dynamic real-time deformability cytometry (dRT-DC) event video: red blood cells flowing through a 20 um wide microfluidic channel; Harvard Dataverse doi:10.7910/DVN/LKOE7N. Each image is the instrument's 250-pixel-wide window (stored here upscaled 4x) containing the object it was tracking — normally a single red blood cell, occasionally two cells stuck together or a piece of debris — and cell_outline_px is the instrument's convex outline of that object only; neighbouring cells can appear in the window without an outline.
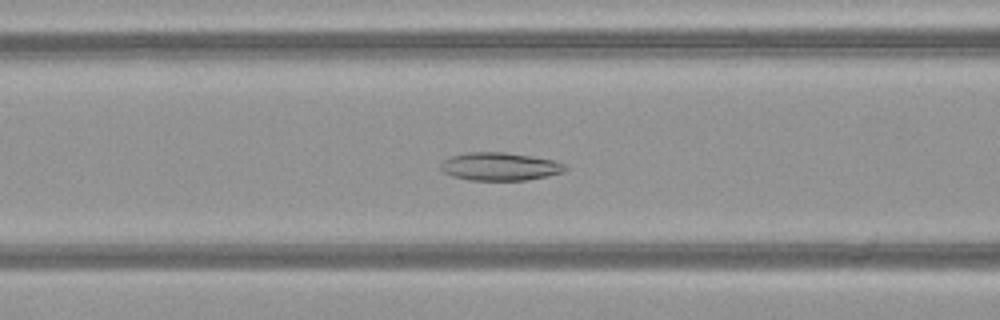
{"species": "common noctule bat (a hibernating species)", "species_latin": "Nyctalus noctula", "temperature_condition": "warm", "stored_images_in_passage": 52, "camera_frame_rate_fps": 3000, "um_per_image_px": 0.085, "animal": {"sex": "female", "body_mass_g": 21.9}, "frame": {"image": 1, "passage_image": 22, "time_ms": 7.0, "image_size_px": [1000, 320], "cell_outline_px": [[568, 168], [564, 172], [548, 176], [524, 180], [468, 180], [452, 176], [444, 172], [440, 168], [440, 164], [448, 156], [468, 152], [504, 152], [532, 156], [552, 160], [564, 164]], "centroid_in_image_um": [42.46, 14.15], "position_along_channel_um": 124.1, "area_um2": 20.4}}
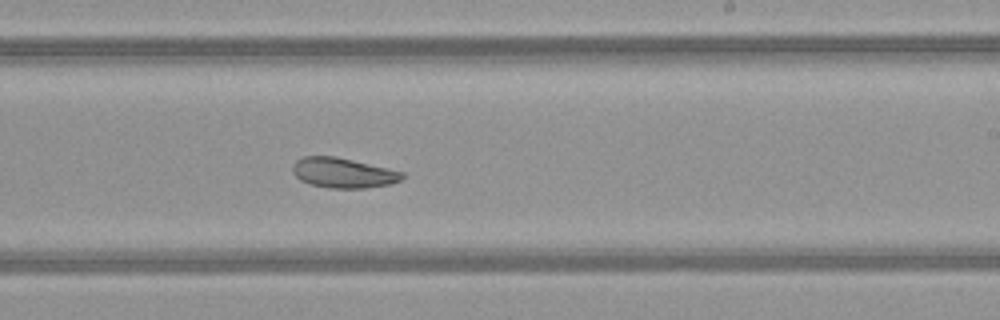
{"frame": {"image": 2, "passage_image": 32, "time_ms": 10.333, "image_size_px": [1000, 320], "cell_outline_px": [[404, 176], [400, 180], [392, 184], [364, 188], [328, 188], [308, 184], [300, 180], [292, 172], [292, 164], [296, 160], [304, 156], [336, 156], [404, 172]], "centroid_in_image_um": [29.14, 14.69], "position_along_channel_um": 259.9, "area_um2": 19.31}}
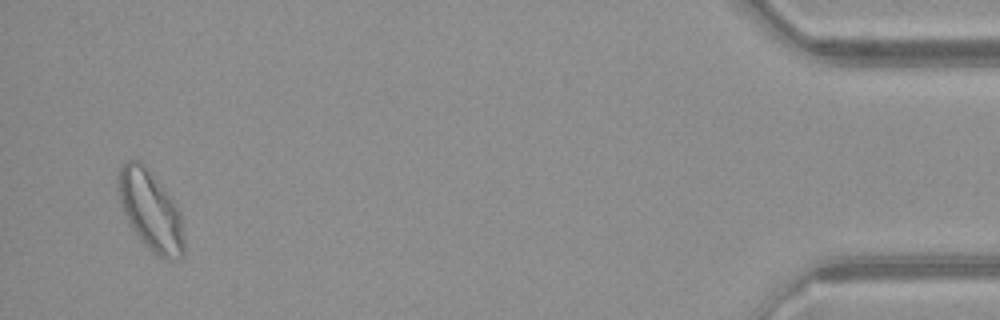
{"frame": {"image": 3, "passage_image": 50, "time_ms": 16.333, "image_size_px": [1000, 320], "cell_outline_px": [[184, 252], [180, 256], [172, 260], [164, 260], [152, 252], [140, 240], [128, 224], [120, 204], [116, 184], [120, 168], [128, 160], [140, 160], [144, 164], [168, 192], [176, 204], [180, 212], [184, 236]], "centroid_in_image_um": [12.78, 17.91], "position_along_channel_um": 422.4, "area_um2": 30.98}}